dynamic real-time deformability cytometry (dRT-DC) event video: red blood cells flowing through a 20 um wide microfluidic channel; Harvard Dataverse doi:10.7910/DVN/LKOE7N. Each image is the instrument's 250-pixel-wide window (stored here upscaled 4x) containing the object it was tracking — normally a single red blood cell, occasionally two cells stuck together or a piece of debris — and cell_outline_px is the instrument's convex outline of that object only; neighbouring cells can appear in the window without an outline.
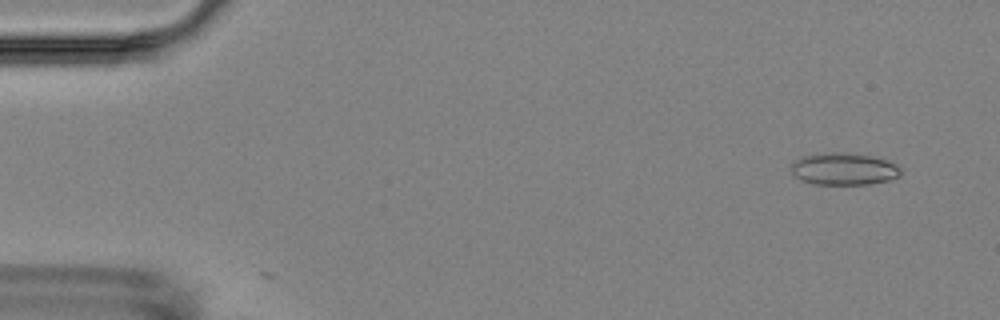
{"species": "Egyptian fruit bat (a non-hibernating species)", "species_latin": "Rousettus aegyptiacus", "temperature_condition": "room temperature", "stored_images_in_passage": 5, "camera_frame_rate_fps": 3000, "um_per_image_px": 0.085, "animal": {"sex": "female"}, "frame": {"image": 1, "passage_image": 2, "time_ms": 1.0, "image_size_px": [1000, 320], "cell_outline_px": [[900, 176], [888, 180], [868, 184], [812, 184], [800, 180], [792, 172], [792, 164], [796, 160], [804, 156], [832, 152], [836, 152], [872, 156], [888, 160], [896, 164], [900, 168]], "centroid_in_image_um": [71.74, 14.37], "position_along_channel_um": 13.3, "area_um2": 20.29}}